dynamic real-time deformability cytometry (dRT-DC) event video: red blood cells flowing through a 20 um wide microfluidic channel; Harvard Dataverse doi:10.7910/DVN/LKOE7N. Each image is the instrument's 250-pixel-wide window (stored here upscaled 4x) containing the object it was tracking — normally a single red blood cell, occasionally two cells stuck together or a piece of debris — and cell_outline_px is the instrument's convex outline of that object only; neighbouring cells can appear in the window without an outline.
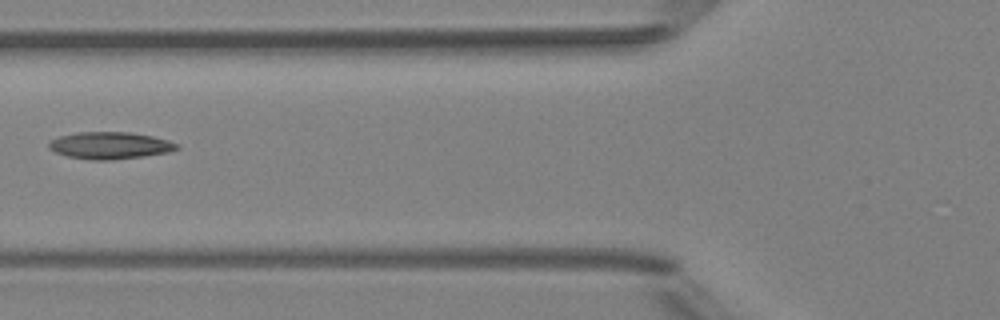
{"species": "Egyptian fruit bat (a non-hibernating species)", "species_latin": "Rousettus aegyptiacus", "temperature_condition": "room temperature", "stored_images_in_passage": 4, "camera_frame_rate_fps": 3000, "um_per_image_px": 0.085, "animal": {"sex": "female"}, "frame": {"image": 1, "passage_image": 4, "time_ms": 4.333, "image_size_px": [1000, 320], "cell_outline_px": [[180, 148], [168, 152], [144, 156], [112, 160], [88, 160], [68, 156], [56, 152], [48, 148], [48, 144], [52, 140], [60, 136], [76, 132], [132, 132], [152, 136], [168, 140], [180, 144]], "centroid_in_image_um": [9.37, 12.36], "position_along_channel_um": 116.4, "area_um2": 20.23}}